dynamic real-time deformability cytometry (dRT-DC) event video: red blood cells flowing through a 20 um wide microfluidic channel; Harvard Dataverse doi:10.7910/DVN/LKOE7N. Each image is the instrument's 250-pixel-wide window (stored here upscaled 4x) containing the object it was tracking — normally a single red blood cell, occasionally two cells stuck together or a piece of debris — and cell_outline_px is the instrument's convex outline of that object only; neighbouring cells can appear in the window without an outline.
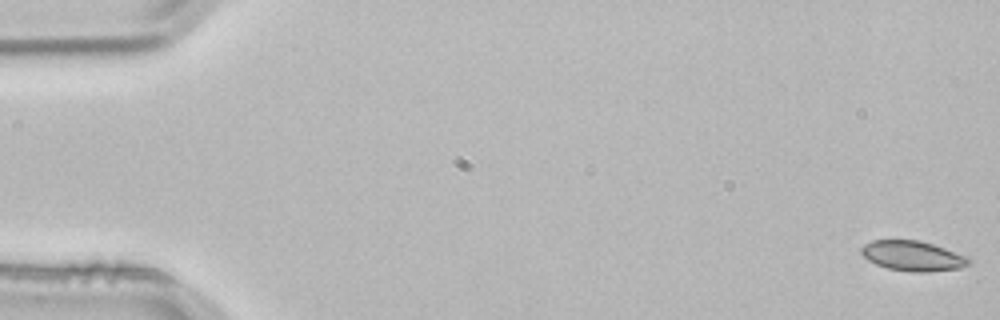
{"species": "common noctule bat (a hibernating species)", "species_latin": "Nyctalus noctula", "temperature_condition": "room temperature", "stored_images_in_passage": 4, "camera_frame_rate_fps": 3000, "um_per_image_px": 0.085, "animal": {"sex": "male", "body_mass_g": 21.5, "forearm_length_mm": 52.0}, "frame": {"image": 1, "passage_image": 1, "time_ms": 0.0, "image_size_px": [1000, 320], "cell_outline_px": [[972, 260], [968, 264], [960, 268], [928, 272], [912, 272], [888, 268], [876, 264], [868, 260], [860, 252], [860, 248], [864, 244], [872, 240], [920, 240], [968, 256]], "centroid_in_image_um": [77.58, 21.75], "position_along_channel_um": 7.4, "area_um2": 18.84}}